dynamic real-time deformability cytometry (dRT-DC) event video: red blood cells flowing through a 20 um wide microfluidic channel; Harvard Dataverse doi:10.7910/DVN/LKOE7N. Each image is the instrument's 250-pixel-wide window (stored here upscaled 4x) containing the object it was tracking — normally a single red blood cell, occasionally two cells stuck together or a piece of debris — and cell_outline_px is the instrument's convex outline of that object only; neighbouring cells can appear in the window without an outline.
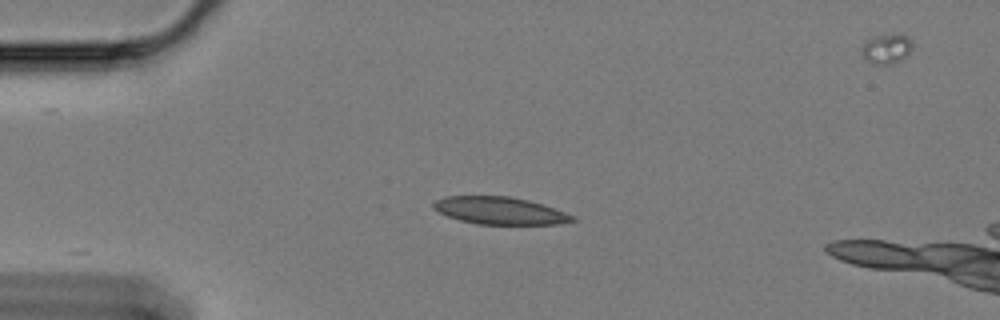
{"species": "Egyptian fruit bat (a non-hibernating species)", "species_latin": "Rousettus aegyptiacus", "temperature_condition": "cold", "stored_images_in_passage": 12, "camera_frame_rate_fps": 3000, "um_per_image_px": 0.085, "animal": {"sex": "female"}, "frame": {"image": 1, "passage_image": 1, "time_ms": 0.0, "image_size_px": [1000, 320], "cell_outline_px": [[576, 220], [560, 224], [476, 224], [460, 220], [448, 216], [432, 208], [432, 204], [436, 200], [444, 196], [508, 196], [528, 200], [544, 204], [576, 216]], "centroid_in_image_um": [42.51, 17.9], "position_along_channel_um": 42.5, "area_um2": 22.25}}
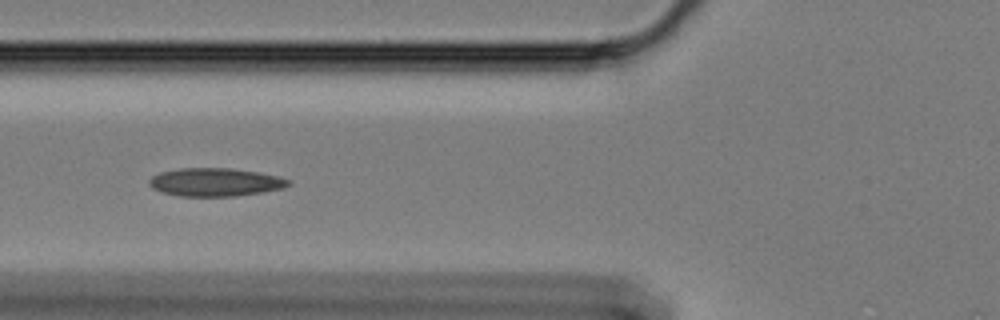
{"frame": {"image": 2, "passage_image": 9, "time_ms": 2.667, "image_size_px": [1000, 320], "cell_outline_px": [[292, 184], [284, 188], [236, 196], [180, 196], [160, 192], [152, 188], [148, 184], [148, 180], [152, 176], [160, 172], [180, 168], [228, 168], [256, 172], [276, 176], [292, 180]], "centroid_in_image_um": [18.27, 15.48], "position_along_channel_um": 107.5, "area_um2": 22.89}}
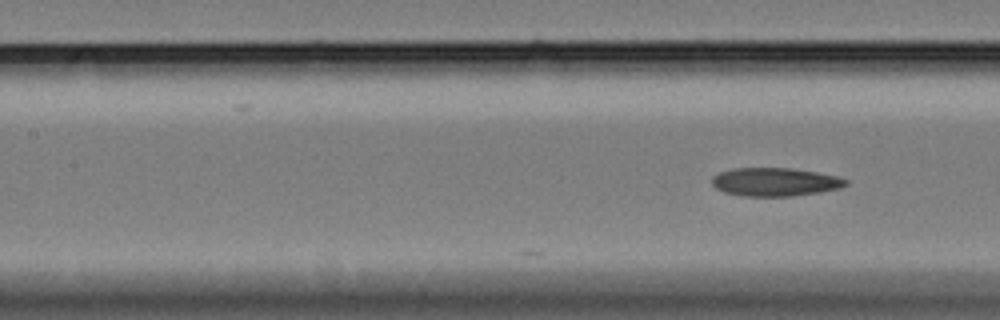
{"frame": {"image": 3, "passage_image": 12, "time_ms": 3.667, "image_size_px": [1000, 320], "cell_outline_px": [[848, 184], [840, 188], [820, 192], [792, 196], [744, 196], [724, 192], [716, 188], [712, 184], [712, 176], [720, 172], [732, 168], [792, 168], [816, 172], [836, 176], [848, 180]], "centroid_in_image_um": [65.87, 15.46], "position_along_channel_um": 141.5, "area_um2": 22.14}}